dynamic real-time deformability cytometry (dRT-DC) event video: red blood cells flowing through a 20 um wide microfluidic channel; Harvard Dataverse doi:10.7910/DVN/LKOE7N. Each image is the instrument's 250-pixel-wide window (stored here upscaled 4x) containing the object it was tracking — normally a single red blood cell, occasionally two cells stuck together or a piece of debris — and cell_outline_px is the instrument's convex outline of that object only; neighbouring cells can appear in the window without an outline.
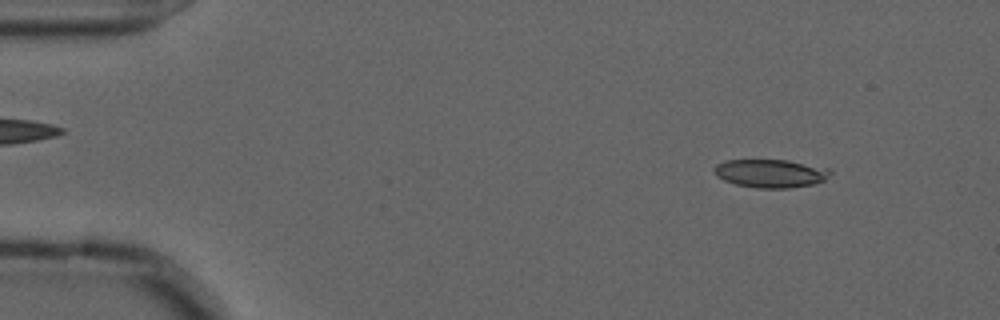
{"species": "common noctule bat (a hibernating species)", "species_latin": "Nyctalus noctula", "temperature_condition": "cold", "stored_images_in_passage": 13, "camera_frame_rate_fps": 3000, "um_per_image_px": 0.085, "animal": {"sex": "male", "forearm_length_mm": 52.5}, "frame": {"image": 1, "passage_image": 6, "time_ms": 1.667, "image_size_px": [1000, 320], "cell_outline_px": [[832, 172], [824, 180], [812, 184], [788, 188], [756, 188], [736, 184], [724, 180], [716, 176], [712, 172], [712, 168], [716, 164], [724, 160], [788, 160], [832, 168]], "centroid_in_image_um": [65.48, 14.72], "position_along_channel_um": 19.5, "area_um2": 19.36}}